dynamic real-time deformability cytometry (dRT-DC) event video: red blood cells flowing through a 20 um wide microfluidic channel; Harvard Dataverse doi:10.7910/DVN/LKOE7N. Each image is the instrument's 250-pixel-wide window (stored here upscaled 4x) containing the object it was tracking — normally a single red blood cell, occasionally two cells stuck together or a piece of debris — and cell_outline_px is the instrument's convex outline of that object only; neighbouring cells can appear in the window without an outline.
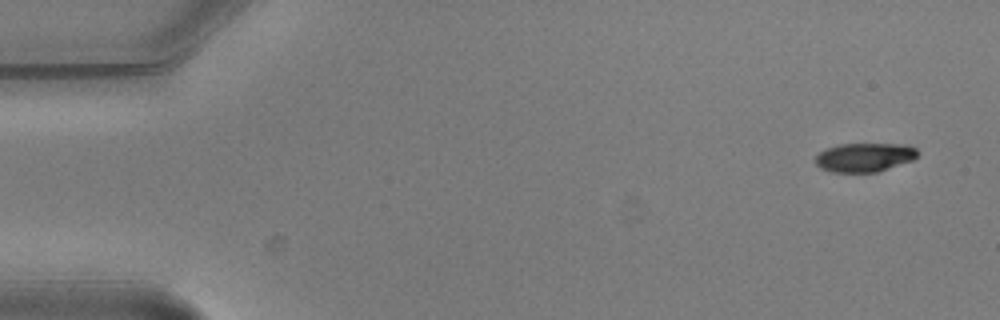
{"species": "common noctule bat (a hibernating species)", "species_latin": "Nyctalus noctula", "temperature_condition": "warm", "stored_images_in_passage": 4, "camera_frame_rate_fps": 3000, "um_per_image_px": 0.085, "animal": {"sex": "male", "body_mass_g": 20.5, "forearm_length_mm": 52.5}, "frame": {"image": 1, "passage_image": 1, "time_ms": 0.0, "image_size_px": [1000, 320], "cell_outline_px": [[916, 156], [912, 160], [876, 172], [832, 172], [820, 168], [816, 164], [816, 156], [824, 148], [840, 144], [904, 144], [916, 148]], "centroid_in_image_um": [73.44, 13.37], "position_along_channel_um": 11.6, "area_um2": 17.05}}
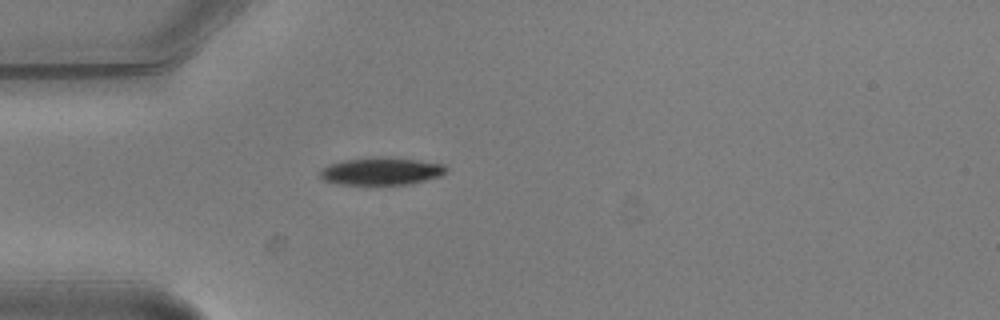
{"frame": {"image": 2, "passage_image": 4, "time_ms": 1.0, "image_size_px": [1000, 320], "cell_outline_px": [[448, 172], [440, 176], [408, 184], [336, 184], [320, 180], [320, 172], [328, 164], [344, 160], [420, 160], [444, 164], [448, 168]], "centroid_in_image_um": [32.41, 14.6], "position_along_channel_um": 52.6, "area_um2": 19.25}}